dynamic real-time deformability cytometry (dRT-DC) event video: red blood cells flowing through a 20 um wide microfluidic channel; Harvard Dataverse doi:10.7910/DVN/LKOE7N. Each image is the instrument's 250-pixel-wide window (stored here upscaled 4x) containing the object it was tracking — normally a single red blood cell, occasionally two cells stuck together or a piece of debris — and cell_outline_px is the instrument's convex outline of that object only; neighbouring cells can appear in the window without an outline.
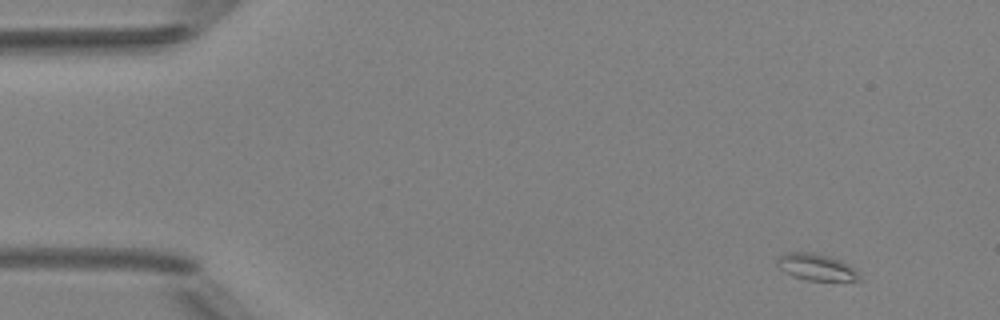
{"species": "Egyptian fruit bat (a non-hibernating species)", "species_latin": "Rousettus aegyptiacus", "temperature_condition": "room temperature", "stored_images_in_passage": 4, "camera_frame_rate_fps": 3000, "um_per_image_px": 0.085, "animal": {"sex": "female"}, "frame": {"image": 1, "passage_image": 1, "time_ms": 0.0, "image_size_px": [1000, 320], "cell_outline_px": [[860, 280], [808, 280], [792, 276], [780, 268], [776, 264], [776, 260], [780, 256], [788, 252], [812, 252], [828, 256], [840, 260], [848, 264], [860, 276]], "centroid_in_image_um": [69.34, 22.69], "position_along_channel_um": 15.7, "area_um2": 12.48}}
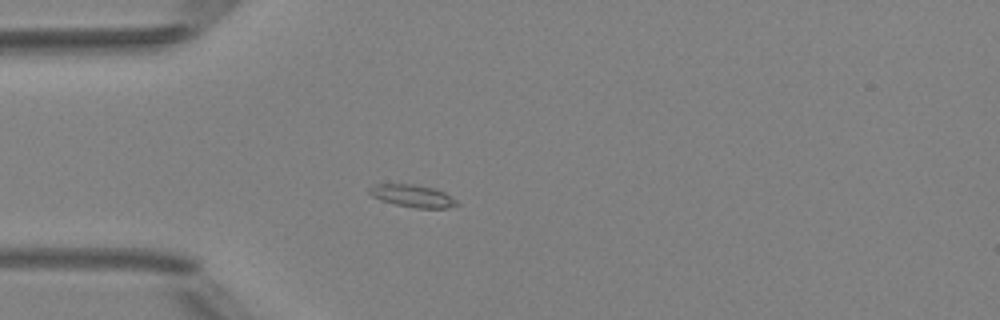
{"frame": {"image": 2, "passage_image": 4, "time_ms": 3.333, "image_size_px": [1000, 320], "cell_outline_px": [[460, 204], [448, 208], [416, 208], [396, 204], [380, 200], [372, 196], [368, 192], [368, 188], [372, 184], [416, 184], [436, 188], [444, 192], [456, 200]], "centroid_in_image_um": [35.06, 16.64], "position_along_channel_um": 49.9, "area_um2": 11.56}}